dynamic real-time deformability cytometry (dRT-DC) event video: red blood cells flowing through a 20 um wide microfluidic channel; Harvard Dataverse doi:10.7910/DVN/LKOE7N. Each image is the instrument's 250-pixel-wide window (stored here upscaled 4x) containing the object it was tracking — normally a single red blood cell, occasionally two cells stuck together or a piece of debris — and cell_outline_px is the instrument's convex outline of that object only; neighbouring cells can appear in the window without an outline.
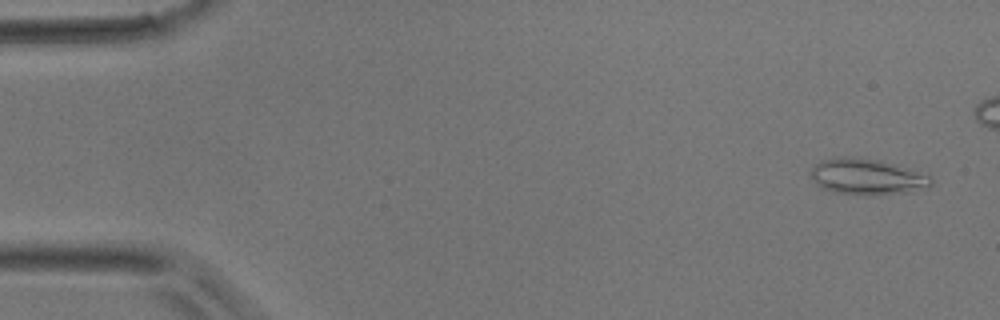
{"species": "common noctule bat (a hibernating species)", "species_latin": "Nyctalus noctula", "temperature_condition": "room temperature", "stored_images_in_passage": 5, "camera_frame_rate_fps": 3000, "um_per_image_px": 0.085, "animal": {"sex": "male", "body_mass_g": 17.9}, "frame": {"image": 1, "passage_image": 5, "time_ms": 1.333, "image_size_px": [1000, 320], "cell_outline_px": [[932, 184], [928, 188], [880, 196], [864, 196], [836, 192], [824, 188], [816, 184], [812, 176], [812, 168], [820, 160], [836, 156], [880, 160], [928, 176], [932, 180]], "centroid_in_image_um": [73.67, 15.04], "position_along_channel_um": 11.3, "area_um2": 24.91}}